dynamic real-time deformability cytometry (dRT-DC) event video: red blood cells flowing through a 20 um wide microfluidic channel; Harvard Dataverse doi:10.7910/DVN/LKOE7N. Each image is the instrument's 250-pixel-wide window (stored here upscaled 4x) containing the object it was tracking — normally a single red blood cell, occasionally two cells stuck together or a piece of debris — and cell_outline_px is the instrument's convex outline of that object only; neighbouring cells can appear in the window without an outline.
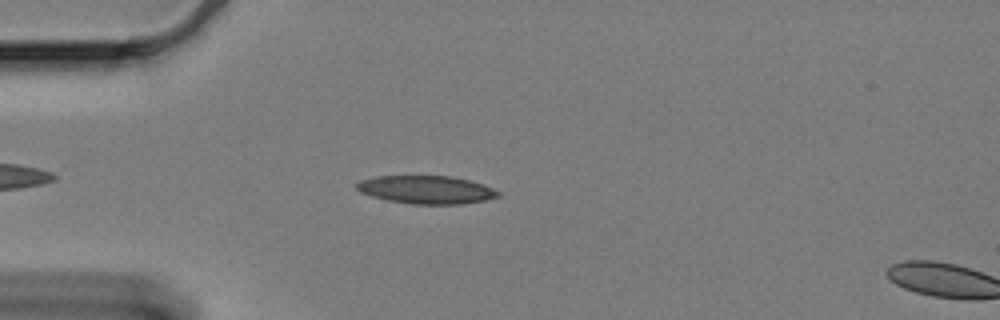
{"species": "Egyptian fruit bat (a non-hibernating species)", "species_latin": "Rousettus aegyptiacus", "temperature_condition": "cold", "stored_images_in_passage": 48, "camera_frame_rate_fps": 3000, "um_per_image_px": 0.085, "animal": {"sex": "female"}, "frame": {"image": 1, "passage_image": 8, "time_ms": 2.333, "image_size_px": [1000, 320], "cell_outline_px": [[500, 196], [484, 200], [460, 204], [412, 204], [388, 200], [372, 196], [360, 192], [356, 188], [356, 184], [360, 180], [376, 176], [452, 176], [484, 184], [500, 192]], "centroid_in_image_um": [36.23, 16.12], "position_along_channel_um": 48.8, "area_um2": 23.06}}
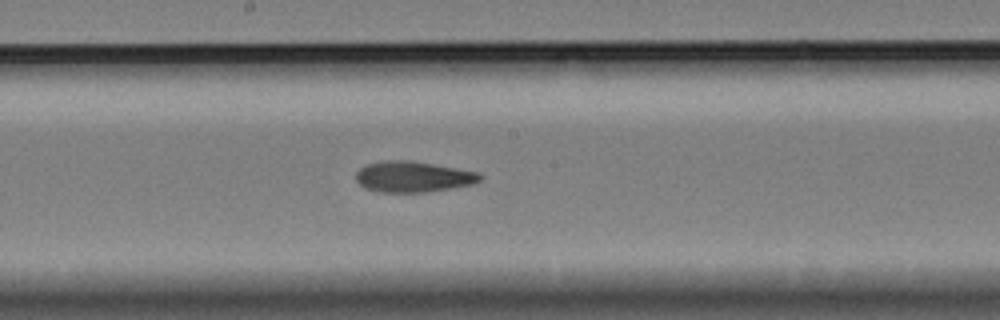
{"frame": {"image": 2, "passage_image": 24, "time_ms": 7.667, "image_size_px": [1000, 320], "cell_outline_px": [[484, 176], [480, 180], [472, 184], [428, 192], [380, 192], [364, 188], [356, 180], [356, 172], [364, 164], [384, 160], [408, 160], [480, 172]], "centroid_in_image_um": [35.09, 15.02], "position_along_channel_um": 213.1, "area_um2": 22.37}}
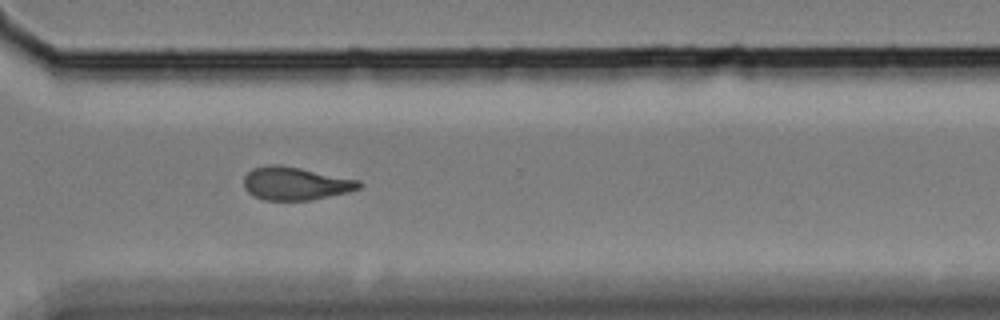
{"frame": {"image": 3, "passage_image": 36, "time_ms": 11.667, "image_size_px": [1000, 320], "cell_outline_px": [[364, 184], [360, 188], [348, 192], [312, 200], [264, 200], [248, 192], [244, 188], [244, 176], [252, 168], [268, 164], [280, 164], [360, 180]], "centroid_in_image_um": [25.12, 15.59], "position_along_channel_um": 345.5, "area_um2": 22.31}, "authors_computed_cell_mechanics": {"area_um2": 22.3397, "velocity_mm_per_s": 3.3189, "shape_relaxation_time_tau1_ms": 8.2892, "shape_relaxation_time_tau2_ms": 5.4111, "deformation_change_tau1": 0.1668, "deformation_change_tau2": 0.1288}}